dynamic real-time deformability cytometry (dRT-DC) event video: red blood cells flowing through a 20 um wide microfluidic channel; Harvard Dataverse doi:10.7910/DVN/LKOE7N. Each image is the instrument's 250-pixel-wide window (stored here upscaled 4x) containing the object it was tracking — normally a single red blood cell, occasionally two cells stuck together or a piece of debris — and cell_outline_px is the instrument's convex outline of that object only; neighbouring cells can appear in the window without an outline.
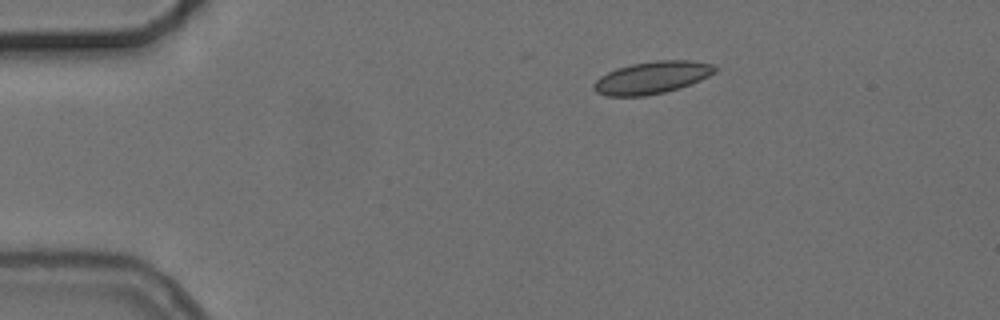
{"species": "common noctule bat (a hibernating species)", "species_latin": "Nyctalus noctula", "temperature_condition": "cold", "stored_images_in_passage": 46, "camera_frame_rate_fps": 3000, "um_per_image_px": 0.085, "animal": {"sex": "female", "body_mass_g": 24.6, "forearm_length_mm": 56.2}, "frame": {"image": 1, "passage_image": 1, "time_ms": 0.0, "image_size_px": [1000, 320], "cell_outline_px": [[720, 68], [716, 72], [700, 80], [680, 88], [664, 92], [644, 96], [604, 96], [596, 92], [592, 88], [592, 84], [600, 76], [616, 68], [632, 64], [656, 60], [692, 60], [712, 64]], "centroid_in_image_um": [55.42, 6.59], "position_along_channel_um": 29.6, "area_um2": 23.0}}
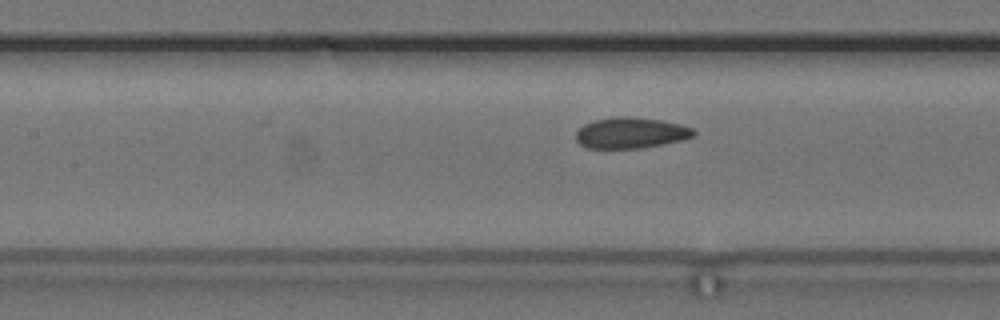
{"frame": {"image": 2, "passage_image": 16, "time_ms": 5.0, "image_size_px": [1000, 320], "cell_outline_px": [[696, 136], [664, 144], [640, 148], [584, 148], [576, 140], [576, 132], [584, 124], [592, 120], [612, 116], [628, 116], [664, 120], [680, 124], [692, 128], [696, 132]], "centroid_in_image_um": [53.61, 11.28], "position_along_channel_um": 153.8, "area_um2": 21.5}}
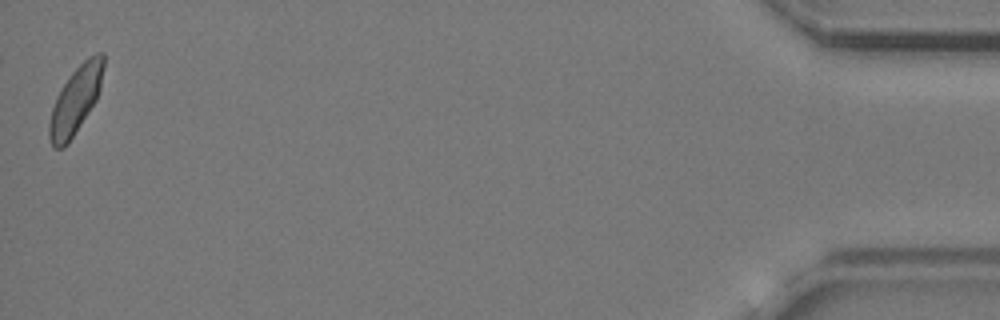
{"frame": {"image": 3, "passage_image": 46, "time_ms": 15.0, "image_size_px": [1000, 320], "cell_outline_px": [[104, 68], [100, 88], [96, 100], [68, 144], [64, 148], [52, 148], [48, 136], [48, 124], [52, 108], [56, 96], [60, 88], [72, 72], [88, 56], [96, 52], [104, 52]], "centroid_in_image_um": [6.41, 8.51], "position_along_channel_um": 428.8, "area_um2": 21.39}, "authors_computed_cell_mechanics": {"area_um2": 21.386, "velocity_mm_per_s": 3.7032, "shape_relaxation_time_tau1_ms": 3.875, "shape_relaxation_time_tau2_ms": 1.677, "deformation_change_tau1": 0.0886, "deformation_change_tau2": 0.0583}}